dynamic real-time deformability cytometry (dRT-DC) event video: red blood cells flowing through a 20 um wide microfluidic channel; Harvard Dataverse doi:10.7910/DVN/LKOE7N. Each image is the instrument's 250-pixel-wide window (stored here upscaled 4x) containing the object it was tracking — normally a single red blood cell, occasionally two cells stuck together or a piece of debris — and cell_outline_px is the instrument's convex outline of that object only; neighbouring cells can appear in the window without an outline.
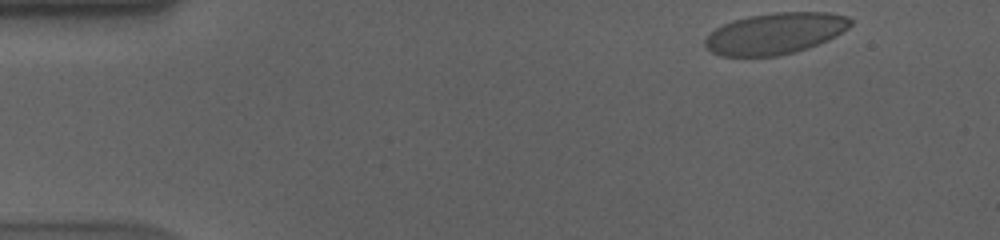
{"species": "human", "species_latin": "Homo sapiens", "temperature_condition": "cold", "stored_images_in_passage": 52, "camera_frame_rate_fps": 3000, "um_per_image_px": 0.085, "donor": {"sex": "male"}, "frame": {"image": 1, "passage_image": 1, "time_ms": 0.0, "image_size_px": [1000, 240], "cell_outline_px": [[852, 24], [848, 28], [828, 40], [808, 48], [776, 56], [720, 56], [712, 52], [704, 44], [704, 40], [716, 28], [724, 24], [748, 16], [776, 12], [828, 12], [848, 16], [852, 20]], "centroid_in_image_um": [65.91, 2.84], "position_along_channel_um": 19.1, "area_um2": 34.8}}
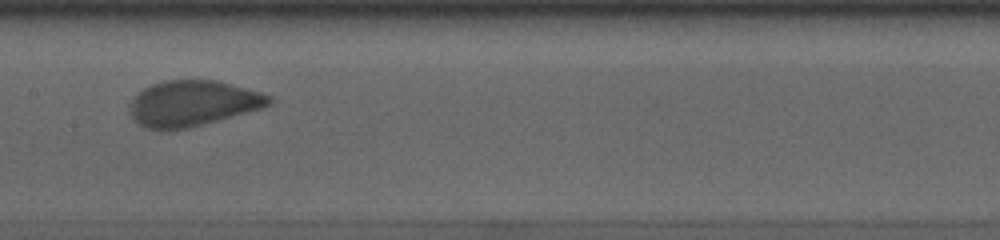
{"frame": {"image": 2, "passage_image": 24, "time_ms": 7.667, "image_size_px": [1000, 240], "cell_outline_px": [[276, 100], [272, 104], [260, 108], [204, 124], [188, 128], [160, 132], [144, 128], [136, 124], [128, 108], [132, 100], [144, 88], [152, 84], [164, 80], [216, 80], [232, 84], [260, 92], [272, 96]], "centroid_in_image_um": [16.35, 8.81], "position_along_channel_um": 191.0, "area_um2": 37.4}}
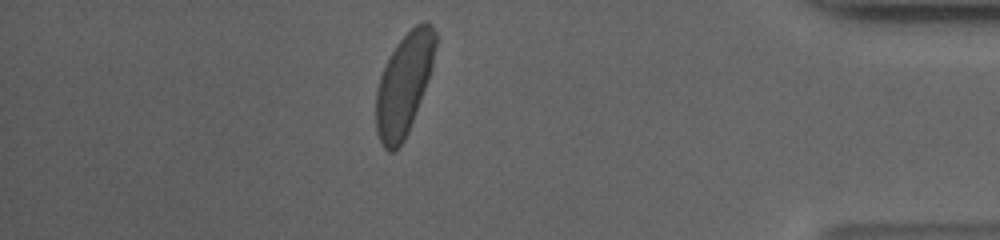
{"frame": {"image": 3, "passage_image": 45, "time_ms": 14.667, "image_size_px": [1000, 240], "cell_outline_px": [[436, 44], [432, 68], [428, 80], [408, 132], [404, 140], [392, 152], [388, 152], [384, 148], [376, 132], [376, 92], [380, 76], [392, 52], [400, 40], [416, 24], [424, 20], [432, 24], [436, 32]], "centroid_in_image_um": [34.35, 7.15], "position_along_channel_um": 400.9, "area_um2": 34.8}, "authors_computed_cell_mechanics": {"area_um2": 36.3851, "velocity_mm_per_s": 3.5387, "shape_relaxation_time_tau1_ms": 5.3447, "shape_relaxation_time_tau2_ms": null, "deformation_change_tau1": 0.1525, "deformation_change_tau2": null}}